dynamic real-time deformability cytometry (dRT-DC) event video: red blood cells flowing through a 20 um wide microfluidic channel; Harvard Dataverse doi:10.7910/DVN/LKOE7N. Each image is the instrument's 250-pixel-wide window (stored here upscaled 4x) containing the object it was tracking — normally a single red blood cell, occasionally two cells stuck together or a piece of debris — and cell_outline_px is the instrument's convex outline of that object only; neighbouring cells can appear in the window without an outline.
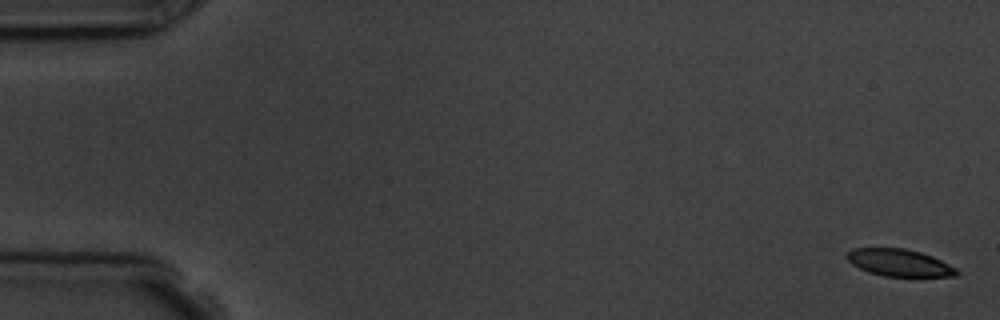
{"species": "common noctule bat (a hibernating species)", "species_latin": "Nyctalus noctula", "temperature_condition": "room temperature", "stored_images_in_passage": 8, "camera_frame_rate_fps": 3000, "um_per_image_px": 0.085, "animal": {"sex": "male", "body_mass_g": 19.5, "forearm_length_mm": 54.6}, "frame": {"image": 1, "passage_image": 1, "time_ms": 0.0, "image_size_px": [1000, 320], "cell_outline_px": [[960, 272], [956, 276], [884, 276], [868, 272], [852, 264], [844, 256], [852, 248], [904, 248], [920, 252], [932, 256], [956, 268]], "centroid_in_image_um": [76.42, 22.32], "position_along_channel_um": 8.6, "area_um2": 17.28}}
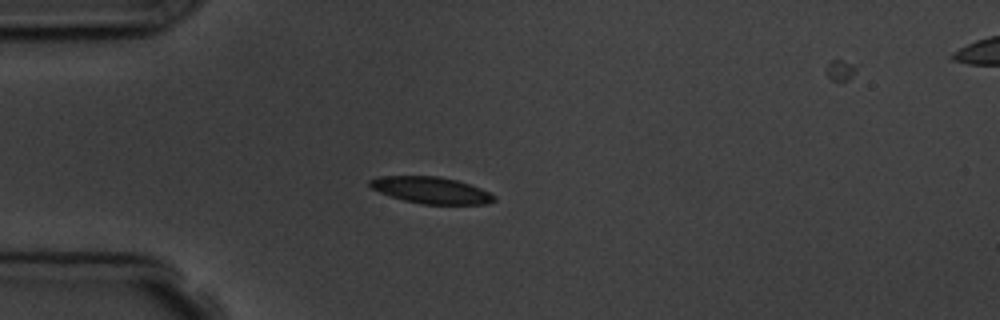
{"frame": {"image": 2, "passage_image": 5, "time_ms": 4.667, "image_size_px": [1000, 320], "cell_outline_px": [[496, 200], [488, 204], [420, 204], [404, 200], [380, 192], [372, 188], [368, 184], [368, 180], [380, 176], [440, 176], [456, 180], [480, 188], [496, 196]], "centroid_in_image_um": [36.64, 16.16], "position_along_channel_um": 48.4, "area_um2": 19.19}}
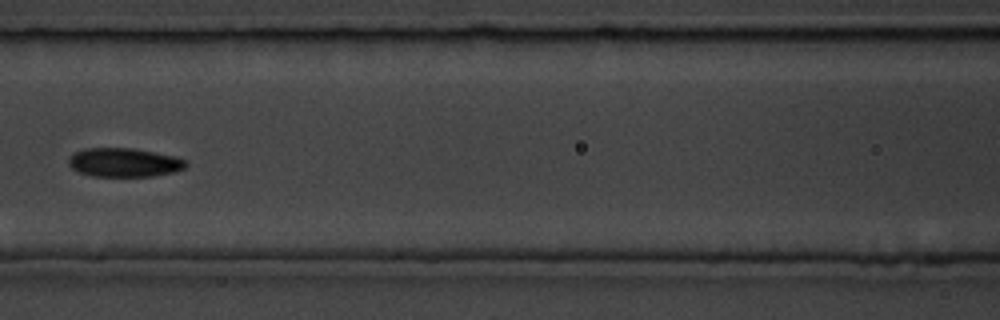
{"frame": {"image": 3, "passage_image": 8, "time_ms": 8.0, "image_size_px": [1000, 320], "cell_outline_px": [[188, 164], [184, 168], [172, 172], [152, 176], [92, 176], [80, 172], [72, 168], [68, 164], [68, 160], [72, 152], [84, 148], [132, 148], [172, 156], [184, 160]], "centroid_in_image_um": [10.48, 13.8], "position_along_channel_um": 156.1, "area_um2": 19.54}}